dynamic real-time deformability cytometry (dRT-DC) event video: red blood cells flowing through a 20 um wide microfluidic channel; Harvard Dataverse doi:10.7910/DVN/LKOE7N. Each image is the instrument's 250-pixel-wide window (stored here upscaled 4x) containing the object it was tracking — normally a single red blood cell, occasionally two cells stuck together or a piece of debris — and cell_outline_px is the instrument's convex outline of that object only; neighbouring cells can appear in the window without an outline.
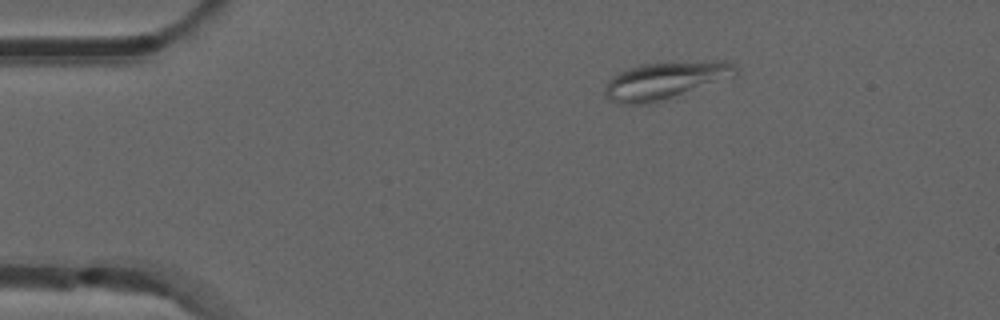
{"species": "common noctule bat (a hibernating species)", "species_latin": "Nyctalus noctula", "temperature_condition": "room temperature", "stored_images_in_passage": 28, "camera_frame_rate_fps": 3000, "um_per_image_px": 0.085, "animal": {"sex": "male", "forearm_length_mm": 52.5}, "frame": {"image": 1, "passage_image": 1, "time_ms": 0.0, "image_size_px": [1000, 320], "cell_outline_px": [[736, 72], [732, 76], [648, 104], [616, 104], [608, 100], [604, 96], [604, 88], [608, 80], [612, 76], [628, 68], [640, 64], [716, 60], [724, 60], [736, 64]], "centroid_in_image_um": [56.44, 6.82], "position_along_channel_um": 28.6, "area_um2": 27.92}}
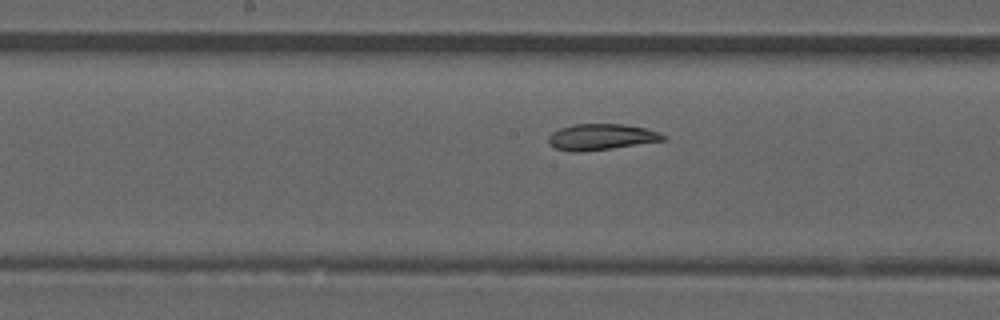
{"frame": {"image": 2, "passage_image": 19, "time_ms": 6.0, "image_size_px": [1000, 320], "cell_outline_px": [[668, 140], [612, 148], [580, 152], [568, 152], [556, 148], [548, 144], [548, 136], [552, 132], [560, 128], [576, 124], [624, 124], [644, 128], [660, 132], [668, 136]], "centroid_in_image_um": [51.13, 11.65], "position_along_channel_um": 197.1, "area_um2": 17.63}}
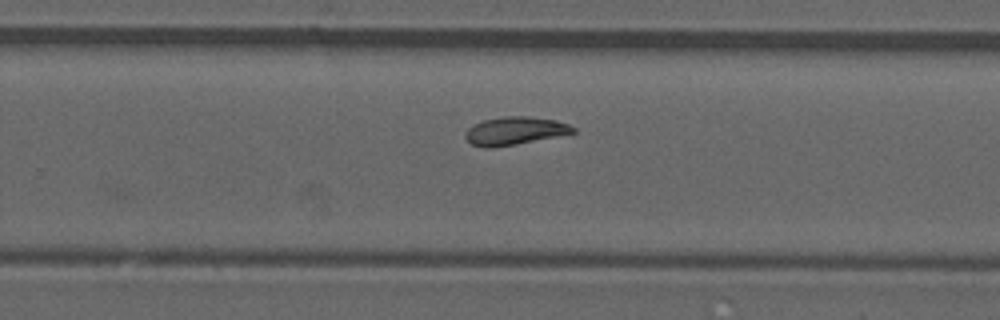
{"frame": {"image": 3, "passage_image": 26, "time_ms": 8.333, "image_size_px": [1000, 320], "cell_outline_px": [[576, 132], [516, 144], [488, 148], [484, 148], [472, 144], [464, 136], [464, 132], [472, 124], [484, 120], [504, 116], [528, 116], [556, 120], [568, 124], [576, 128]], "centroid_in_image_um": [43.73, 11.11], "position_along_channel_um": 286.1, "area_um2": 17.51}}